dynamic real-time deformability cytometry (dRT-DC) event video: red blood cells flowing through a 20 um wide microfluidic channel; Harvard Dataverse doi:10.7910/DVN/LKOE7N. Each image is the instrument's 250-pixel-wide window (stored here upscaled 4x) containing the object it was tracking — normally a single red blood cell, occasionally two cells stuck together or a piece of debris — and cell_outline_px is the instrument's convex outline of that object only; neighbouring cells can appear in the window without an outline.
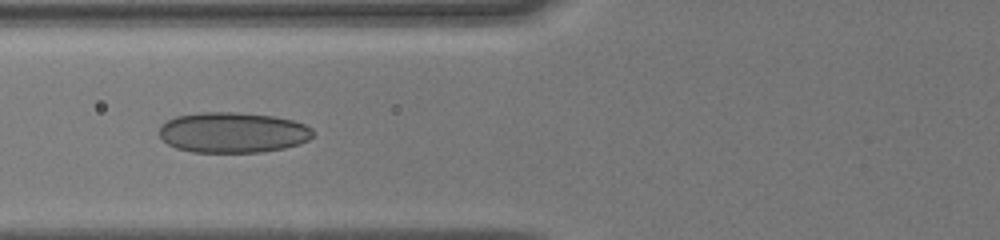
{"species": "human", "species_latin": "Homo sapiens", "temperature_condition": "cold", "stored_images_in_passage": 9, "camera_frame_rate_fps": 3000, "um_per_image_px": 0.085, "donor": {"sex": "male"}, "frame": {"image": 1, "passage_image": 8, "time_ms": 1.0, "image_size_px": [1000, 240], "cell_outline_px": [[312, 136], [308, 140], [300, 144], [284, 148], [260, 152], [192, 152], [176, 148], [168, 144], [160, 136], [160, 124], [176, 116], [200, 112], [236, 112], [272, 116], [292, 120], [304, 124], [312, 128]], "centroid_in_image_um": [19.78, 11.26], "position_along_channel_um": 106.0, "area_um2": 36.3}}